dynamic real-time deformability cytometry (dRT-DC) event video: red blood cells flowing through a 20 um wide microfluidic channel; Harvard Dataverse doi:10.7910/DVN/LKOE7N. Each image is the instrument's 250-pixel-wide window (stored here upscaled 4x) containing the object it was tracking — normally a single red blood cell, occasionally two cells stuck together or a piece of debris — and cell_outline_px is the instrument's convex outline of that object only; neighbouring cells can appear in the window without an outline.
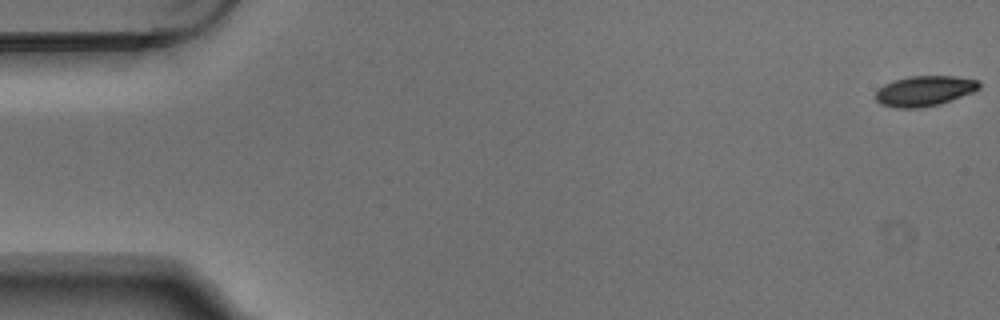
{"species": "Egyptian fruit bat (a non-hibernating species)", "species_latin": "Rousettus aegyptiacus", "temperature_condition": "warm", "stored_images_in_passage": 4, "camera_frame_rate_fps": 3000, "um_per_image_px": 0.085, "animal": {"sex": "male"}, "frame": {"image": 1, "passage_image": 1, "time_ms": 0.0, "image_size_px": [1000, 320], "cell_outline_px": [[980, 88], [972, 92], [940, 104], [920, 108], [896, 108], [880, 104], [876, 100], [876, 92], [884, 84], [908, 76], [952, 76], [980, 80]], "centroid_in_image_um": [78.58, 7.73], "position_along_channel_um": 6.4, "area_um2": 18.21}}
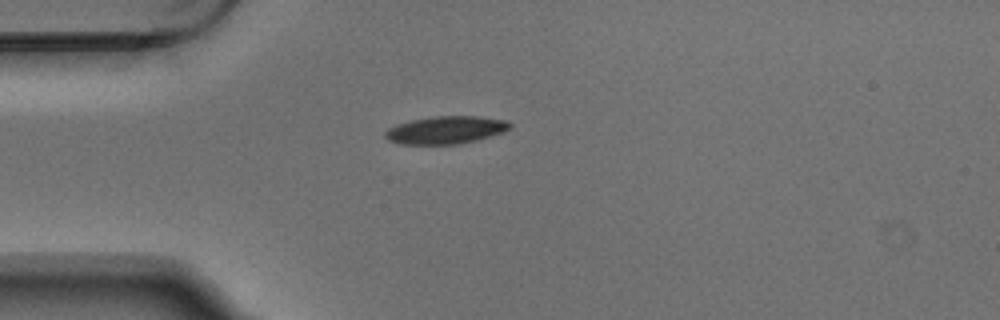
{"frame": {"image": 2, "passage_image": 4, "time_ms": 1.0, "image_size_px": [1000, 320], "cell_outline_px": [[512, 128], [504, 132], [476, 140], [460, 144], [404, 144], [388, 140], [384, 136], [384, 132], [388, 128], [396, 124], [412, 120], [436, 116], [476, 116], [508, 120], [512, 124]], "centroid_in_image_um": [37.92, 11.04], "position_along_channel_um": 47.1, "area_um2": 20.17}}